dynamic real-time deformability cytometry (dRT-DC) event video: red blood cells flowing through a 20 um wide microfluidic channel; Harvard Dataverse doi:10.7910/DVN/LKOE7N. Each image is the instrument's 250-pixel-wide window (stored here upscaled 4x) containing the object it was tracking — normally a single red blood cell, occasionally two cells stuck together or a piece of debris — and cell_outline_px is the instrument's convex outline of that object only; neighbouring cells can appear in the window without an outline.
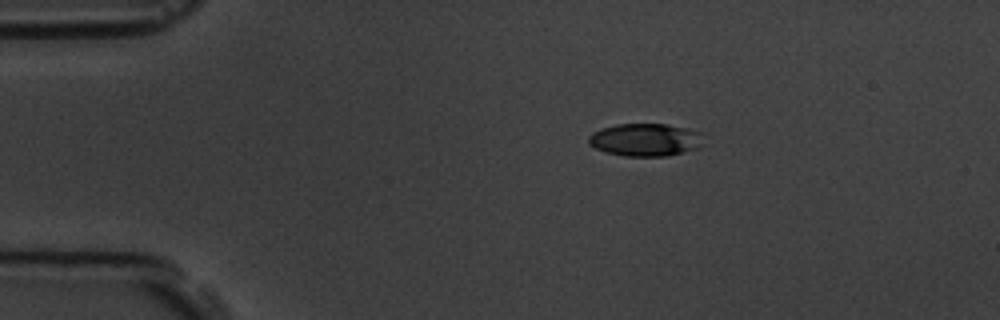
{"species": "common noctule bat (a hibernating species)", "species_latin": "Nyctalus noctula", "temperature_condition": "room temperature", "stored_images_in_passage": 5, "camera_frame_rate_fps": 3000, "um_per_image_px": 0.085, "animal": {"sex": "male", "body_mass_g": 19.5, "forearm_length_mm": 54.6}, "frame": {"image": 1, "passage_image": 1, "time_ms": 0.0, "image_size_px": [1000, 320], "cell_outline_px": [[708, 144], [700, 148], [668, 156], [624, 156], [604, 152], [588, 144], [588, 136], [592, 132], [600, 128], [616, 124], [668, 124], [688, 128], [704, 132]], "centroid_in_image_um": [54.96, 11.88], "position_along_channel_um": 30.0, "area_um2": 22.77}}
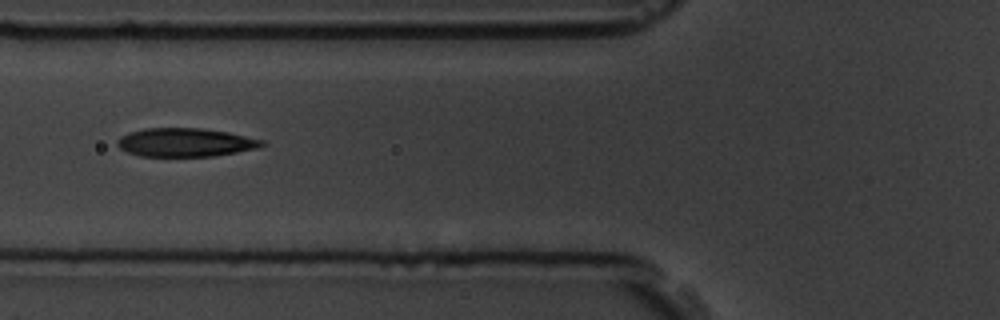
{"frame": {"image": 2, "passage_image": 4, "time_ms": 3.667, "image_size_px": [1000, 320], "cell_outline_px": [[268, 144], [260, 148], [212, 156], [140, 156], [128, 152], [120, 148], [116, 144], [116, 140], [120, 136], [128, 132], [144, 128], [204, 128], [228, 132], [264, 140]], "centroid_in_image_um": [15.77, 12.1], "position_along_channel_um": 110.0, "area_um2": 24.28}}
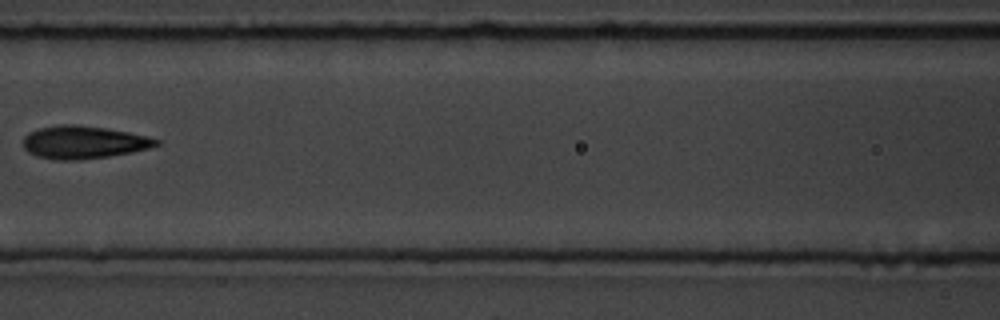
{"frame": {"image": 3, "passage_image": 5, "time_ms": 5.0, "image_size_px": [1000, 320], "cell_outline_px": [[160, 144], [148, 148], [132, 152], [108, 156], [76, 160], [60, 160], [36, 156], [28, 152], [24, 148], [24, 136], [28, 132], [40, 128], [64, 124], [72, 124], [104, 128], [128, 132], [160, 140]], "centroid_in_image_um": [7.08, 12.09], "position_along_channel_um": 159.5, "area_um2": 25.09}}